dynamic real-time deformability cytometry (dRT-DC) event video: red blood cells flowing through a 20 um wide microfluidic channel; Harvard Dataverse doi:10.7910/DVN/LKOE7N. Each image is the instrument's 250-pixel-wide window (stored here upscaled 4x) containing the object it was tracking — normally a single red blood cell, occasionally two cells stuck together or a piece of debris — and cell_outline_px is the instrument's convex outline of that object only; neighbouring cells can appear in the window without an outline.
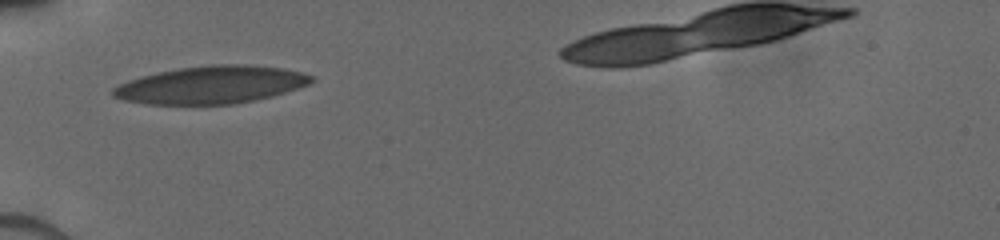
{"species": "human", "species_latin": "Homo sapiens", "temperature_condition": "cold", "stored_images_in_passage": 16, "camera_frame_rate_fps": 3000, "um_per_image_px": 0.085, "donor": {"sex": "male"}, "frame": {"image": 1, "passage_image": 1, "time_ms": 0.0, "image_size_px": [1000, 240], "cell_outline_px": [[312, 80], [308, 84], [272, 96], [256, 100], [232, 104], [144, 104], [124, 100], [112, 96], [112, 88], [128, 80], [140, 76], [180, 68], [216, 64], [244, 64], [280, 68], [300, 72], [312, 76]], "centroid_in_image_um": [17.89, 7.21], "position_along_channel_um": 67.1, "area_um2": 43.06}}
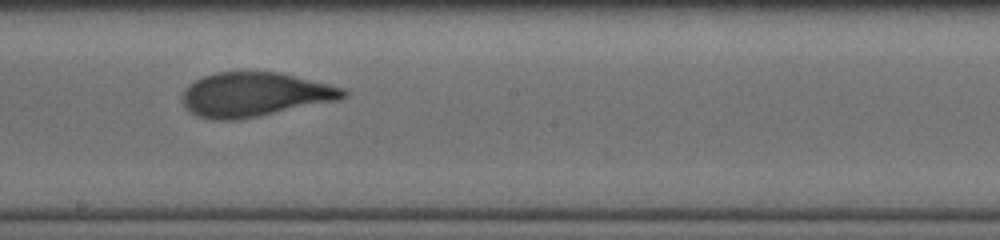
{"frame": {"image": 2, "passage_image": 7, "time_ms": 4.0, "image_size_px": [1000, 240], "cell_outline_px": [[348, 96], [340, 100], [236, 120], [212, 120], [196, 116], [184, 104], [184, 92], [188, 84], [204, 76], [216, 72], [280, 72], [344, 88], [348, 92]], "centroid_in_image_um": [21.68, 8.03], "position_along_channel_um": 226.5, "area_um2": 41.21}}
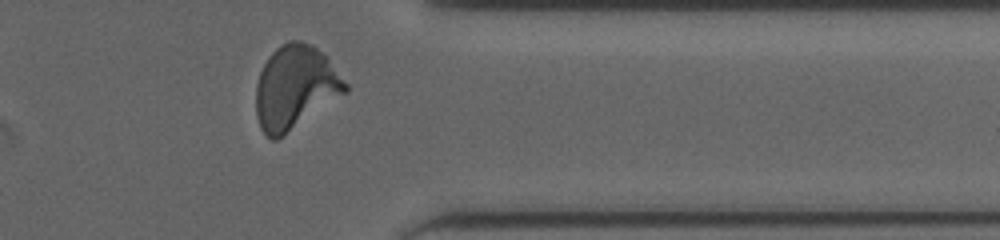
{"frame": {"image": 3, "passage_image": 15, "time_ms": 8.0, "image_size_px": [1000, 240], "cell_outline_px": [[348, 92], [284, 136], [276, 140], [272, 140], [260, 128], [256, 116], [256, 84], [260, 72], [268, 56], [280, 44], [288, 40], [300, 40], [312, 44], [328, 60], [348, 84]], "centroid_in_image_um": [25.08, 7.44], "position_along_channel_um": 386.3, "area_um2": 43.64}}